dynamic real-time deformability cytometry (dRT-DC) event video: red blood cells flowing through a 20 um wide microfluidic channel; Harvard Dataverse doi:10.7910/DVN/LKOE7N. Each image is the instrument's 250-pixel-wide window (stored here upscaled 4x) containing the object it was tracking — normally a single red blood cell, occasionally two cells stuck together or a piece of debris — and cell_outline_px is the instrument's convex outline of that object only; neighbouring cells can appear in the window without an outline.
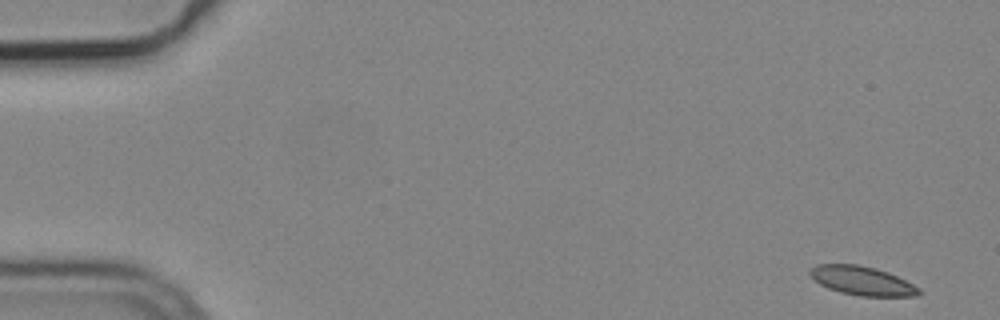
{"species": "common noctule bat (a hibernating species)", "species_latin": "Nyctalus noctula", "temperature_condition": "cold", "stored_images_in_passage": 5, "camera_frame_rate_fps": 3000, "um_per_image_px": 0.085, "animal": {"sex": "male", "body_mass_g": 19.2, "forearm_length_mm": 51.8}, "frame": {"image": 1, "passage_image": 1, "time_ms": 0.0, "image_size_px": [1000, 320], "cell_outline_px": [[924, 292], [916, 296], [860, 296], [840, 292], [828, 288], [812, 280], [808, 272], [816, 264], [856, 264], [876, 268], [888, 272], [920, 288]], "centroid_in_image_um": [73.26, 23.86], "position_along_channel_um": 11.7, "area_um2": 18.44}}
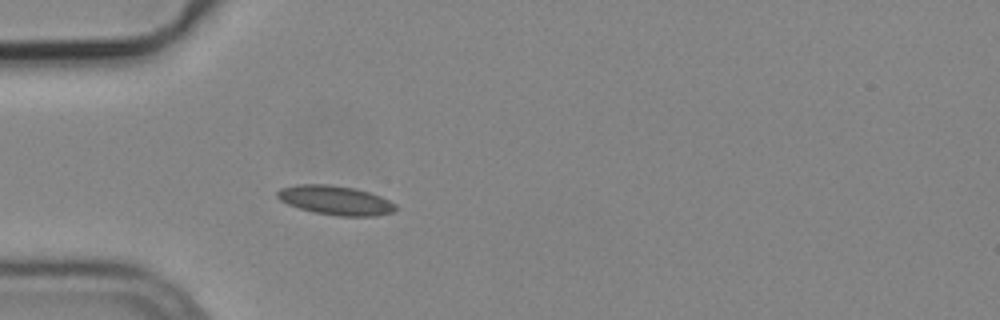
{"frame": {"image": 2, "passage_image": 5, "time_ms": 1.333, "image_size_px": [1000, 320], "cell_outline_px": [[396, 208], [392, 212], [376, 216], [340, 216], [316, 212], [300, 208], [288, 204], [280, 200], [276, 196], [276, 192], [280, 188], [296, 184], [328, 184], [356, 188], [380, 196], [396, 204]], "centroid_in_image_um": [28.49, 17.01], "position_along_channel_um": 56.5, "area_um2": 20.06}}